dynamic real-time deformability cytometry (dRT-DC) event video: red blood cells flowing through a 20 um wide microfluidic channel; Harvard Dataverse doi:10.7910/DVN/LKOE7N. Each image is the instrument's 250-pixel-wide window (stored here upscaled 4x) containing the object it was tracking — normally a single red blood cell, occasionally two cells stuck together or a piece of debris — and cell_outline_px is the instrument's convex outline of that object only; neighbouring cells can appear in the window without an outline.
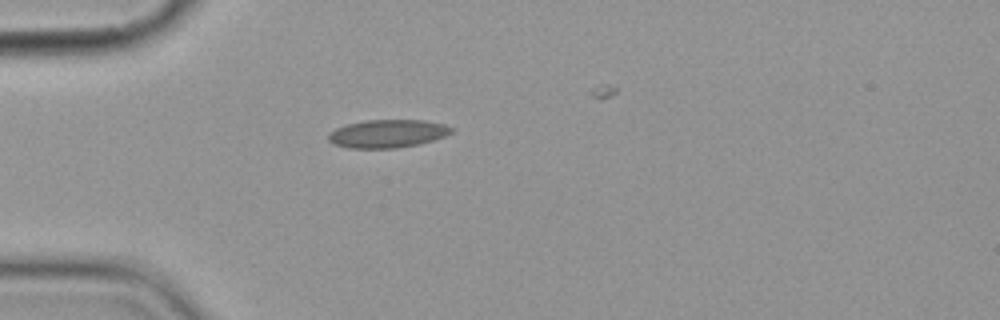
{"species": "common noctule bat (a hibernating species)", "species_latin": "Nyctalus noctula", "temperature_condition": "cold", "stored_images_in_passage": 2, "camera_frame_rate_fps": 3000, "um_per_image_px": 0.085, "animal": {"sex": "female", "body_mass_g": 19.9}, "frame": {"image": 1, "passage_image": 1, "time_ms": 0.0, "image_size_px": [1000, 320], "cell_outline_px": [[452, 132], [444, 136], [420, 144], [396, 148], [348, 148], [332, 144], [328, 140], [328, 132], [336, 128], [348, 124], [368, 120], [424, 120], [444, 124], [452, 128]], "centroid_in_image_um": [32.91, 11.36], "position_along_channel_um": 52.1, "area_um2": 20.11}}